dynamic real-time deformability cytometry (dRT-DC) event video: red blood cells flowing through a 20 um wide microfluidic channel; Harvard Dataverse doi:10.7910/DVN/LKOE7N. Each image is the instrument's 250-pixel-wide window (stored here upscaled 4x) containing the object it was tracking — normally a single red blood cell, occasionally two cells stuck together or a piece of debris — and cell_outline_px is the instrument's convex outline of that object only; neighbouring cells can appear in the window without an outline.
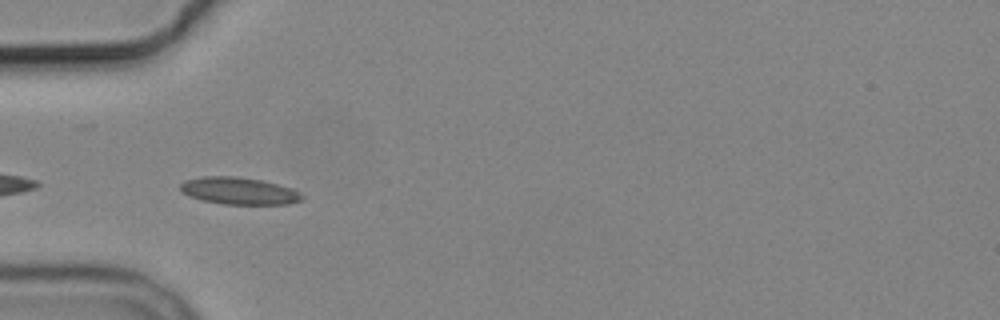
{"species": "common noctule bat (a hibernating species)", "species_latin": "Nyctalus noctula", "temperature_condition": "cold", "stored_images_in_passage": 4, "camera_frame_rate_fps": 3000, "um_per_image_px": 0.085, "animal": {"sex": "male", "body_mass_g": 19.2, "forearm_length_mm": 51.8}, "frame": {"image": 1, "passage_image": 3, "time_ms": 3.333, "image_size_px": [1000, 320], "cell_outline_px": [[304, 196], [300, 200], [288, 204], [224, 204], [204, 200], [192, 196], [184, 192], [180, 188], [180, 184], [184, 180], [204, 176], [236, 176], [260, 180], [292, 188], [300, 192]], "centroid_in_image_um": [20.33, 16.22], "position_along_channel_um": 64.7, "area_um2": 18.96}}